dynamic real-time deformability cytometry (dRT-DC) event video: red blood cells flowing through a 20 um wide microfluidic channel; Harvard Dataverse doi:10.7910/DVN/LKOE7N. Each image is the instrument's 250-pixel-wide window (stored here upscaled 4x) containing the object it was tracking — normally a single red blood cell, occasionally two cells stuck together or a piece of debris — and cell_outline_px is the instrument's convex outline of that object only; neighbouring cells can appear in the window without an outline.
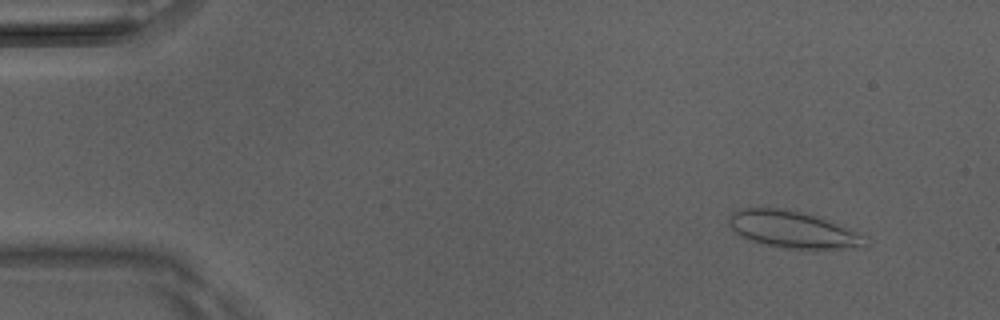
{"species": "Egyptian fruit bat (a non-hibernating species)", "species_latin": "Rousettus aegyptiacus", "temperature_condition": "room temperature", "stored_images_in_passage": 51, "camera_frame_rate_fps": 3000, "um_per_image_px": 0.085, "animal": {"sex": "male"}, "frame": {"image": 1, "passage_image": 5, "time_ms": 1.333, "image_size_px": [1000, 320], "cell_outline_px": [[868, 248], [816, 252], [776, 248], [740, 236], [728, 224], [728, 216], [732, 212], [740, 208], [788, 208], [824, 216], [868, 236]], "centroid_in_image_um": [67.58, 19.56], "position_along_channel_um": 17.4, "area_um2": 31.62}}
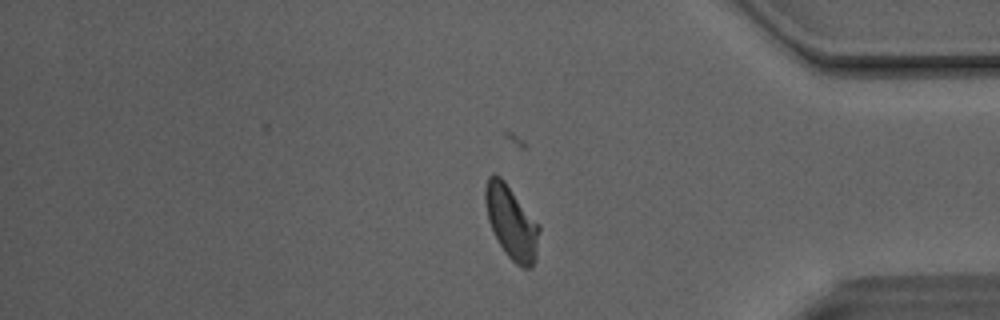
{"frame": {"image": 2, "passage_image": 42, "time_ms": 13.667, "image_size_px": [1000, 320], "cell_outline_px": [[540, 232], [536, 260], [532, 268], [524, 268], [516, 264], [508, 256], [500, 244], [488, 220], [484, 200], [484, 188], [488, 176], [496, 172], [504, 180], [540, 224]], "centroid_in_image_um": [43.49, 18.88], "position_along_channel_um": 391.7, "area_um2": 23.24}}
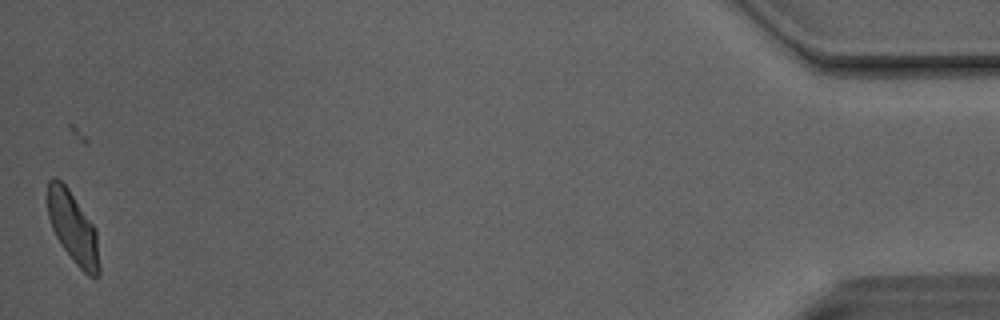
{"frame": {"image": 3, "passage_image": 50, "time_ms": 16.333, "image_size_px": [1000, 320], "cell_outline_px": [[100, 272], [96, 276], [88, 276], [72, 260], [60, 244], [52, 228], [48, 216], [48, 180], [52, 176], [56, 176], [68, 188], [96, 228], [100, 268]], "centroid_in_image_um": [6.21, 19.34], "position_along_channel_um": 429.0, "area_um2": 21.5}, "authors_computed_cell_mechanics": {"area_um2": 23.5824, "velocity_mm_per_s": 4.0869, "shape_relaxation_time_tau1_ms": null, "shape_relaxation_time_tau2_ms": 1.0402, "deformation_change_tau1": null, "deformation_change_tau2": 0.0581}}